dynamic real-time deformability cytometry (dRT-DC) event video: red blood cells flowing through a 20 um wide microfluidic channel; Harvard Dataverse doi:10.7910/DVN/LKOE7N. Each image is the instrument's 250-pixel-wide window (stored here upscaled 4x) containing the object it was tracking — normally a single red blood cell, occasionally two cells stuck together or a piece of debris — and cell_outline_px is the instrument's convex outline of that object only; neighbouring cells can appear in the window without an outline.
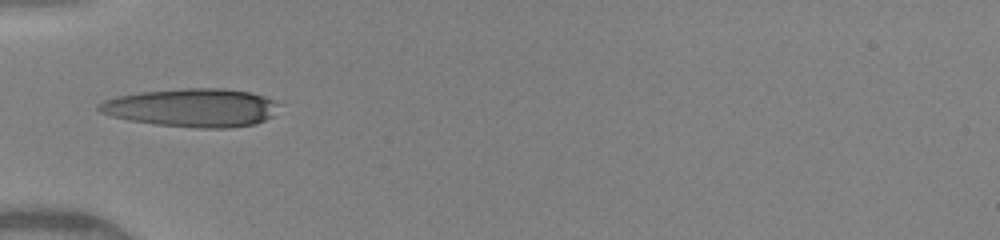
{"species": "human", "species_latin": "Homo sapiens", "temperature_condition": "warm", "stored_images_in_passage": 8, "camera_frame_rate_fps": 3000, "um_per_image_px": 0.085, "donor": {"sex": "female"}, "frame": {"image": 1, "passage_image": 1, "time_ms": 0.0, "image_size_px": [1000, 240], "cell_outline_px": [[276, 104], [272, 116], [256, 124], [232, 128], [196, 128], [156, 124], [128, 120], [112, 116], [100, 112], [96, 108], [96, 104], [104, 100], [116, 96], [140, 92], [184, 88], [224, 88], [252, 92], [264, 96], [272, 100]], "centroid_in_image_um": [16.27, 9.15], "position_along_channel_um": 68.7, "area_um2": 40.29}}
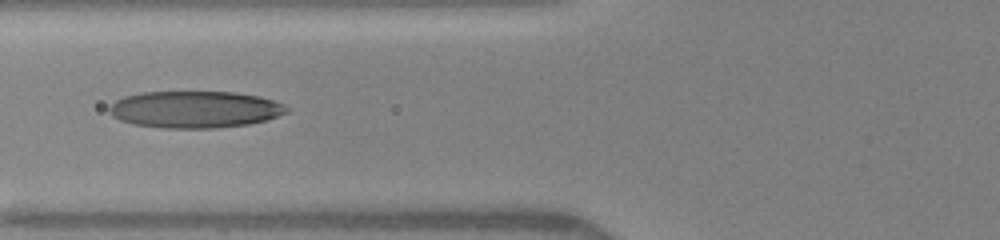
{"frame": {"image": 2, "passage_image": 6, "time_ms": 1.0, "image_size_px": [1000, 240], "cell_outline_px": [[288, 112], [268, 120], [248, 124], [216, 128], [164, 128], [132, 124], [120, 120], [112, 116], [108, 112], [108, 108], [116, 100], [124, 96], [144, 92], [236, 92], [260, 96], [284, 104], [288, 108]], "centroid_in_image_um": [16.57, 9.3], "position_along_channel_um": 109.2, "area_um2": 38.32}}